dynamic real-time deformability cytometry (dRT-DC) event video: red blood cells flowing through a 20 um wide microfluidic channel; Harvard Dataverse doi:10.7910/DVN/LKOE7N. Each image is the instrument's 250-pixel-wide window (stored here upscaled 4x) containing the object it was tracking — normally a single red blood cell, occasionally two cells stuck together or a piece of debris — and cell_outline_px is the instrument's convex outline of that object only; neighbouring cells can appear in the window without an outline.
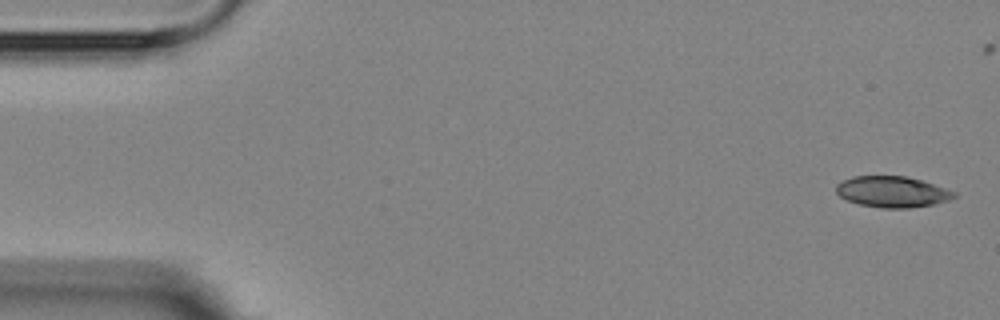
{"species": "Egyptian fruit bat (a non-hibernating species)", "species_latin": "Rousettus aegyptiacus", "temperature_condition": "room temperature", "stored_images_in_passage": 4, "camera_frame_rate_fps": 3000, "um_per_image_px": 0.085, "animal": {"sex": "female"}, "frame": {"image": 1, "passage_image": 1, "time_ms": 0.0, "image_size_px": [1000, 320], "cell_outline_px": [[956, 196], [948, 200], [932, 204], [908, 208], [884, 208], [860, 204], [848, 200], [840, 196], [836, 192], [836, 184], [852, 176], [904, 176], [924, 180], [956, 192]], "centroid_in_image_um": [75.85, 16.29], "position_along_channel_um": 9.2, "area_um2": 21.21}}